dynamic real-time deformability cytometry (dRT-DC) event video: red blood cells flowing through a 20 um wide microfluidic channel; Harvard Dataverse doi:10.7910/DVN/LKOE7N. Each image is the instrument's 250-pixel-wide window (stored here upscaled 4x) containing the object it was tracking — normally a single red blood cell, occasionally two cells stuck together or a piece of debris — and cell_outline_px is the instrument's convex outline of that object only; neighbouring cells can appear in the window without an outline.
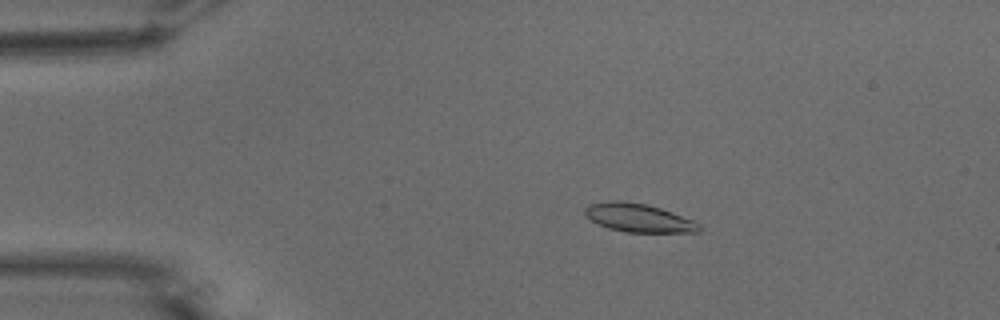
{"species": "common noctule bat (a hibernating species)", "species_latin": "Nyctalus noctula", "temperature_condition": "warm", "stored_images_in_passage": 47, "camera_frame_rate_fps": 3000, "um_per_image_px": 0.085, "animal": {"sex": "male", "body_mass_g": 15.6}, "frame": {"image": 1, "passage_image": 4, "time_ms": 1.0, "image_size_px": [1000, 320], "cell_outline_px": [[700, 232], [628, 232], [608, 228], [592, 220], [584, 212], [584, 208], [588, 204], [612, 200], [616, 200], [648, 204], [672, 212], [692, 220], [700, 224]], "centroid_in_image_um": [54.28, 18.51], "position_along_channel_um": 30.7, "area_um2": 18.73}}
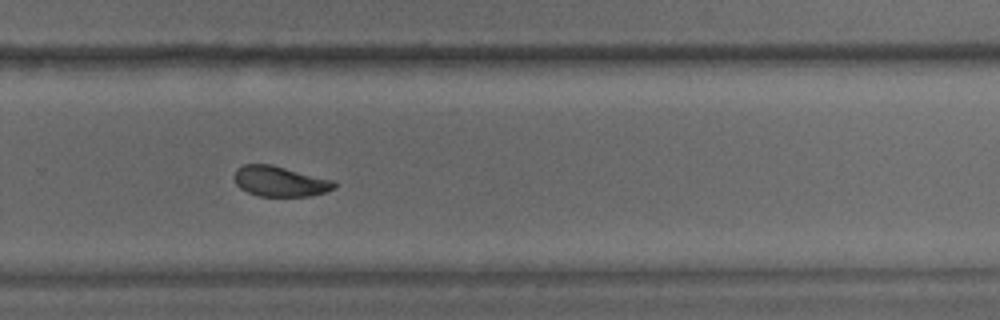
{"frame": {"image": 2, "passage_image": 30, "time_ms": 9.667, "image_size_px": [1000, 320], "cell_outline_px": [[336, 188], [324, 192], [308, 196], [260, 196], [248, 192], [240, 188], [236, 184], [236, 168], [244, 164], [272, 164], [336, 180]], "centroid_in_image_um": [23.85, 15.4], "position_along_channel_um": 306.0, "area_um2": 17.74}}
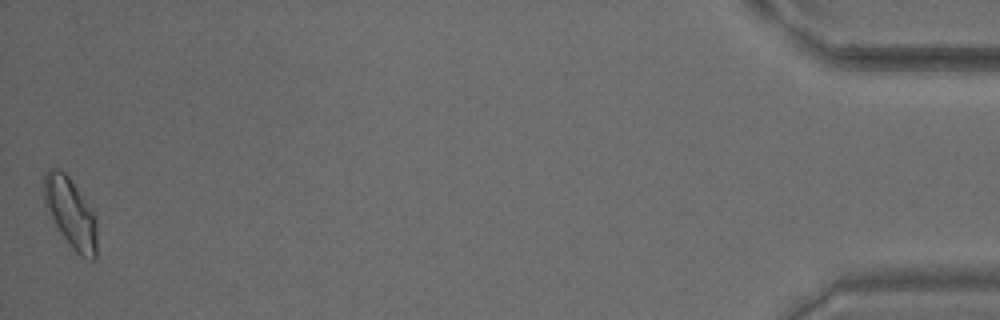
{"frame": {"image": 3, "passage_image": 47, "time_ms": 15.333, "image_size_px": [1000, 320], "cell_outline_px": [[96, 260], [92, 260], [80, 256], [68, 244], [56, 224], [44, 200], [44, 172], [48, 168], [60, 168], [68, 176], [96, 216]], "centroid_in_image_um": [6.01, 18.09], "position_along_channel_um": 429.2, "area_um2": 21.15}, "authors_computed_cell_mechanics": {"area_um2": 18.6116, "velocity_mm_per_s": 3.7923, "shape_relaxation_time_tau1_ms": 4.1931, "shape_relaxation_time_tau2_ms": 2.5599, "deformation_change_tau1": 0.1462, "deformation_change_tau2": 0.0777}}